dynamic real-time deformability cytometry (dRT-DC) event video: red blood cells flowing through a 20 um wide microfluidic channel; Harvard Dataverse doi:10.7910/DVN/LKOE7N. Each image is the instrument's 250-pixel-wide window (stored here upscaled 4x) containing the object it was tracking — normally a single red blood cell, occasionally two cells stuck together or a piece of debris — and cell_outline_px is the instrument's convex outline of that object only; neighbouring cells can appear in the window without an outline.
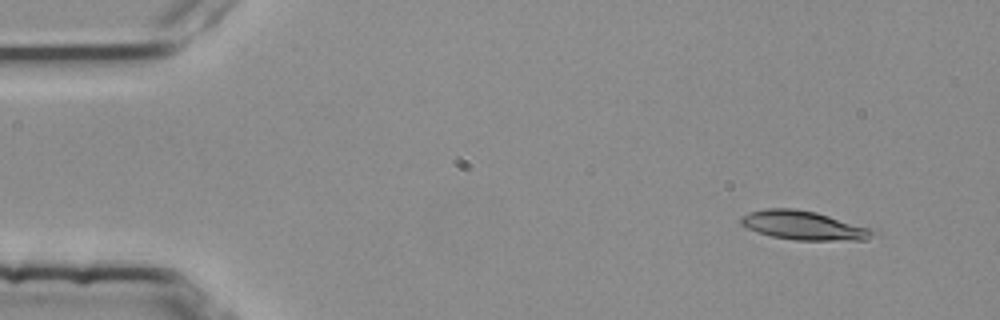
{"species": "common noctule bat (a hibernating species)", "species_latin": "Nyctalus noctula", "temperature_condition": "room temperature", "stored_images_in_passage": 4, "camera_frame_rate_fps": 3000, "um_per_image_px": 0.085, "animal": {"sex": "female", "body_mass_g": 25.1}, "frame": {"image": 1, "passage_image": 1, "time_ms": 0.0, "image_size_px": [1000, 320], "cell_outline_px": [[880, 232], [868, 240], [796, 240], [772, 236], [748, 228], [740, 224], [740, 216], [748, 212], [764, 208], [796, 208], [816, 212], [876, 228]], "centroid_in_image_um": [68.42, 19.15], "position_along_channel_um": 16.6, "area_um2": 22.77}}
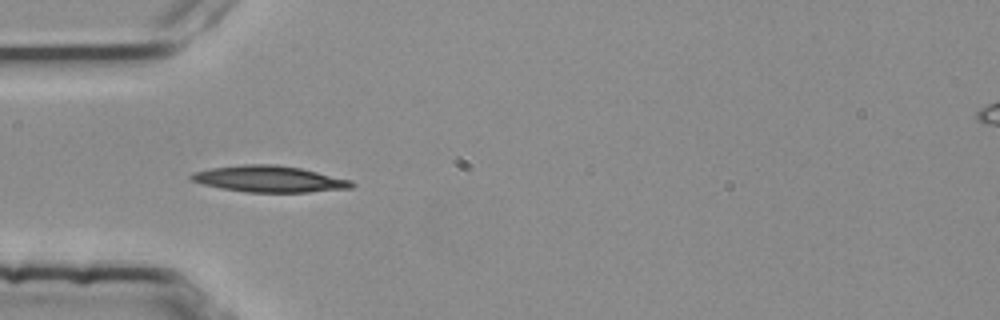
{"frame": {"image": 2, "passage_image": 3, "time_ms": 0.667, "image_size_px": [1000, 320], "cell_outline_px": [[356, 184], [352, 188], [308, 192], [248, 192], [220, 188], [204, 184], [192, 180], [188, 176], [192, 172], [212, 168], [244, 164], [276, 164], [300, 168], [352, 180]], "centroid_in_image_um": [22.9, 15.21], "position_along_channel_um": 62.1, "area_um2": 24.57}}